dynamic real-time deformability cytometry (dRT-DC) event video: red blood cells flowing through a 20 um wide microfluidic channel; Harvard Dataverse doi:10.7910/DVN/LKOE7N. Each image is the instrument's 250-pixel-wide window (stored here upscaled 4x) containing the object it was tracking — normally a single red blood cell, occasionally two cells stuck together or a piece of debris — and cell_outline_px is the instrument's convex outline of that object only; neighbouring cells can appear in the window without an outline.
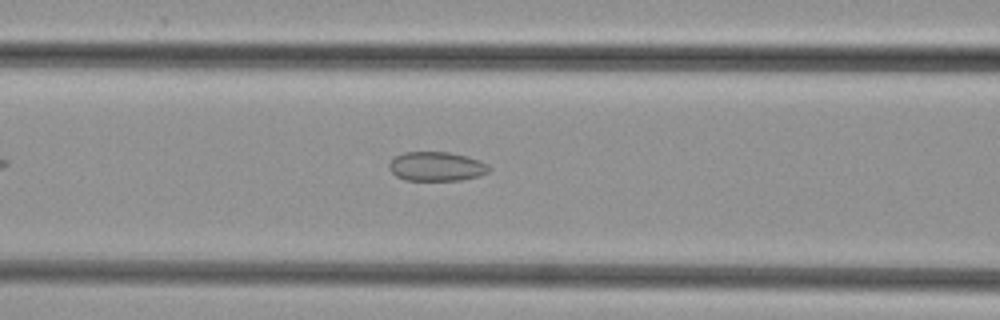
{"species": "common noctule bat (a hibernating species)", "species_latin": "Nyctalus noctula", "temperature_condition": "cold", "stored_images_in_passage": 39, "camera_frame_rate_fps": 3000, "um_per_image_px": 0.085, "animal": {"sex": "female", "body_mass_g": 29.2, "forearm_length_mm": 56.3}, "frame": {"image": 1, "passage_image": 10, "time_ms": 3.0, "image_size_px": [1000, 320], "cell_outline_px": [[488, 172], [480, 176], [460, 180], [404, 180], [396, 176], [388, 168], [388, 164], [396, 156], [404, 152], [448, 152], [468, 156], [488, 164]], "centroid_in_image_um": [37.09, 14.15], "position_along_channel_um": 129.5, "area_um2": 16.99}}
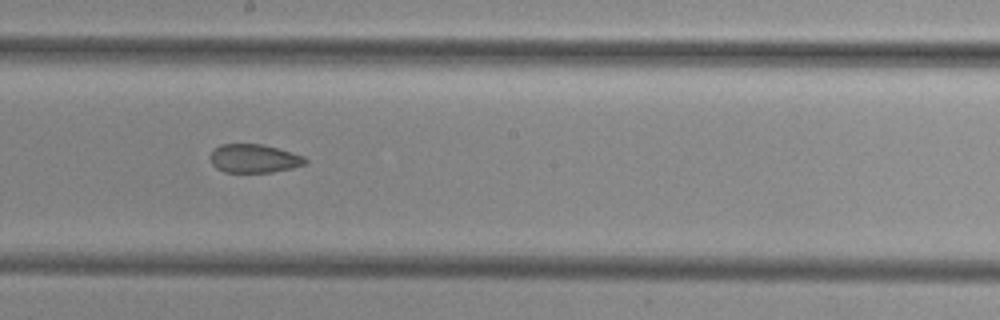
{"frame": {"image": 2, "passage_image": 17, "time_ms": 5.333, "image_size_px": [1000, 320], "cell_outline_px": [[308, 160], [304, 164], [292, 168], [272, 172], [224, 172], [216, 168], [212, 164], [212, 152], [220, 144], [260, 144], [292, 152], [304, 156]], "centroid_in_image_um": [21.61, 13.48], "position_along_channel_um": 226.6, "area_um2": 15.61}}
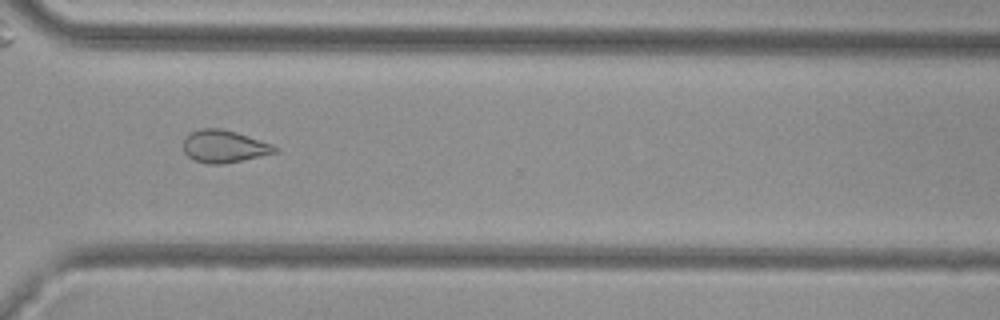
{"frame": {"image": 3, "passage_image": 26, "time_ms": 8.333, "image_size_px": [1000, 320], "cell_outline_px": [[280, 148], [276, 152], [260, 156], [224, 164], [208, 164], [196, 160], [188, 156], [184, 152], [184, 136], [200, 128], [220, 128], [236, 132], [272, 144]], "centroid_in_image_um": [19.04, 12.44], "position_along_channel_um": 351.6, "area_um2": 17.22}}